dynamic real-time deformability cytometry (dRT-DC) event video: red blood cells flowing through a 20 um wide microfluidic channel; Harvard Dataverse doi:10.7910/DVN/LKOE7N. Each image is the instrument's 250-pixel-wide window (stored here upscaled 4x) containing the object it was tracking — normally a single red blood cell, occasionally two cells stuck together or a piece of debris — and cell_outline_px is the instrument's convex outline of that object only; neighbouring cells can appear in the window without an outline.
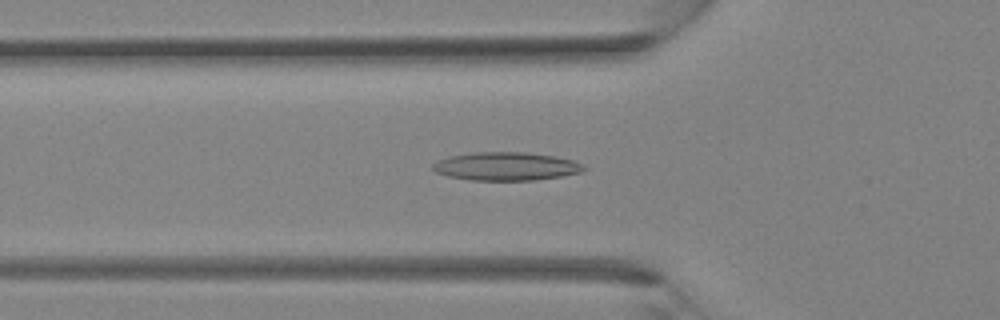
{"species": "Egyptian fruit bat (a non-hibernating species)", "species_latin": "Rousettus aegyptiacus", "temperature_condition": "room temperature", "stored_images_in_passage": 37, "camera_frame_rate_fps": 3000, "um_per_image_px": 0.085, "animal": {"sex": "female"}, "frame": {"image": 1, "passage_image": 13, "time_ms": 4.0, "image_size_px": [1000, 320], "cell_outline_px": [[588, 168], [580, 172], [560, 176], [532, 180], [472, 180], [448, 176], [436, 172], [432, 168], [432, 164], [436, 160], [448, 156], [472, 152], [524, 152], [556, 156], [572, 160], [584, 164]], "centroid_in_image_um": [43.0, 14.12], "position_along_channel_um": 82.8, "area_um2": 24.97}}
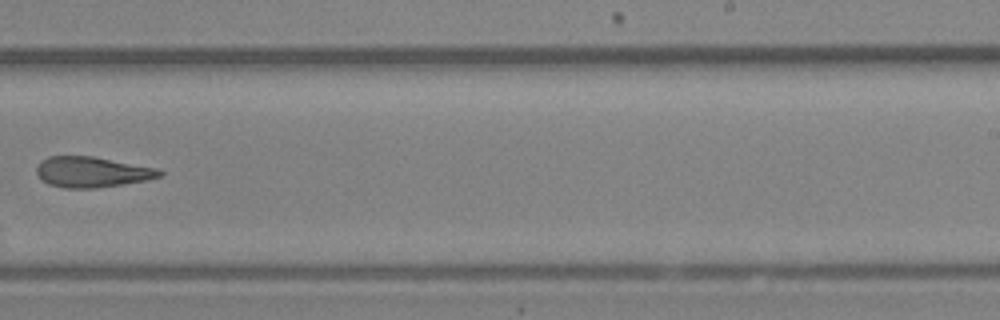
{"frame": {"image": 2, "passage_image": 24, "time_ms": 7.667, "image_size_px": [1000, 320], "cell_outline_px": [[164, 172], [160, 176], [148, 180], [124, 184], [96, 188], [64, 188], [48, 184], [36, 172], [36, 168], [40, 160], [48, 156], [92, 156], [160, 168]], "centroid_in_image_um": [7.85, 14.61], "position_along_channel_um": 281.2, "area_um2": 22.08}}
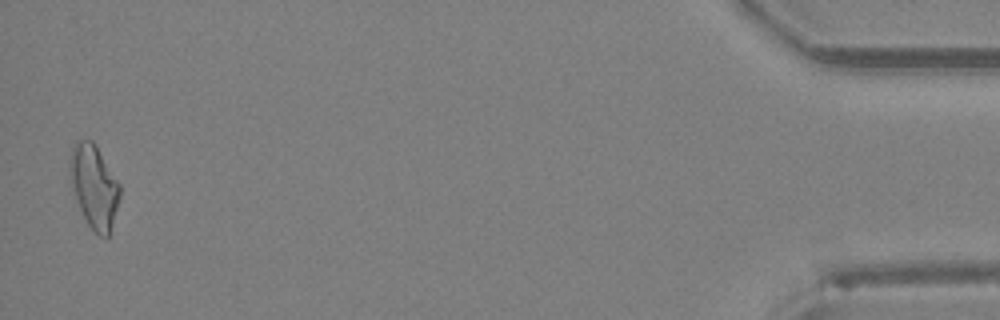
{"frame": {"image": 3, "passage_image": 37, "time_ms": 12.0, "image_size_px": [1000, 320], "cell_outline_px": [[120, 196], [108, 236], [100, 236], [88, 224], [80, 208], [72, 184], [68, 164], [68, 160], [72, 148], [76, 140], [92, 140], [96, 144], [120, 184]], "centroid_in_image_um": [7.99, 15.78], "position_along_channel_um": 427.2, "area_um2": 23.81}}